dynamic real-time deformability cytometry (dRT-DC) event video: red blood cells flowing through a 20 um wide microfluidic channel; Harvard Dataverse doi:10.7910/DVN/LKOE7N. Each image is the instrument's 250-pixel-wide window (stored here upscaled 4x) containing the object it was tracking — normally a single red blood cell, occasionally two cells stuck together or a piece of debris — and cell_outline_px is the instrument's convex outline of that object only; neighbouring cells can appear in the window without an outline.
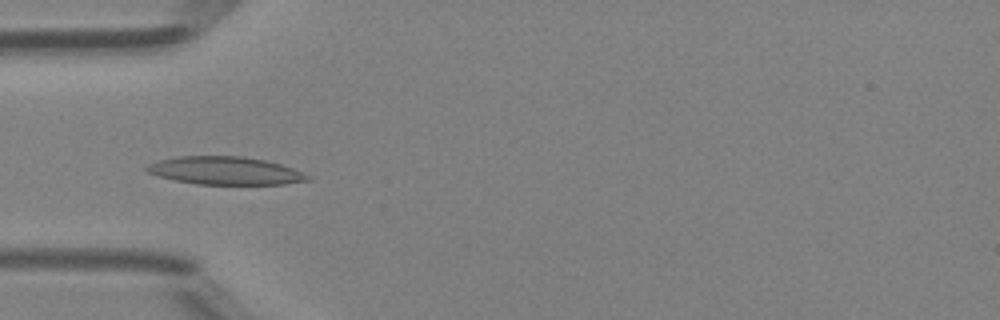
{"species": "Egyptian fruit bat (a non-hibernating species)", "species_latin": "Rousettus aegyptiacus", "temperature_condition": "room temperature", "stored_images_in_passage": 43, "camera_frame_rate_fps": 3000, "um_per_image_px": 0.085, "animal": {"sex": "female"}, "frame": {"image": 1, "passage_image": 10, "time_ms": 3.0, "image_size_px": [1000, 320], "cell_outline_px": [[312, 180], [284, 184], [196, 184], [176, 180], [160, 176], [148, 172], [144, 168], [148, 164], [160, 160], [180, 156], [244, 156], [264, 160], [280, 164], [292, 168], [312, 176]], "centroid_in_image_um": [19.18, 14.51], "position_along_channel_um": 65.8, "area_um2": 26.07}}
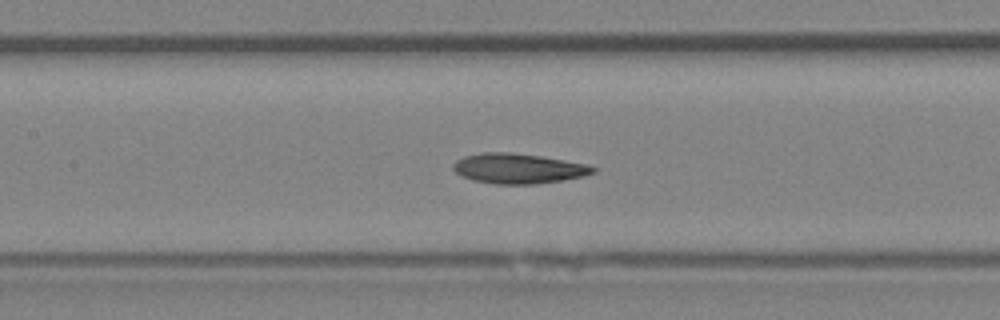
{"frame": {"image": 2, "passage_image": 17, "time_ms": 5.333, "image_size_px": [1000, 320], "cell_outline_px": [[596, 172], [584, 176], [564, 180], [536, 184], [496, 184], [472, 180], [460, 176], [452, 168], [452, 164], [456, 160], [464, 156], [484, 152], [508, 152], [540, 156], [588, 164], [596, 168]], "centroid_in_image_um": [44.05, 14.33], "position_along_channel_um": 163.4, "area_um2": 24.62}}
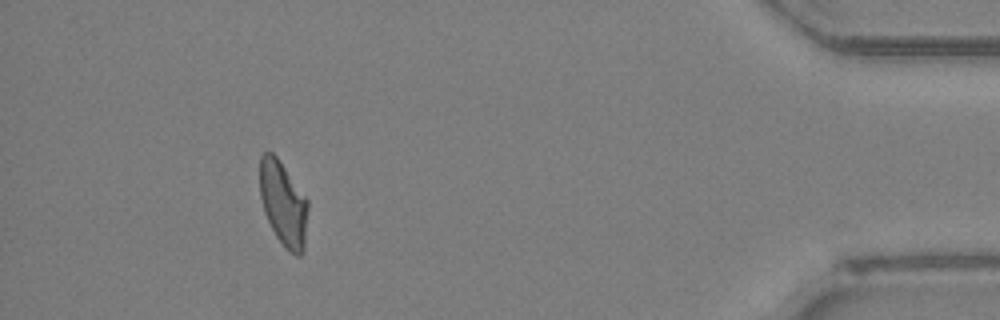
{"frame": {"image": 3, "passage_image": 39, "time_ms": 12.667, "image_size_px": [1000, 320], "cell_outline_px": [[308, 208], [304, 252], [300, 256], [296, 256], [288, 252], [284, 248], [276, 236], [264, 212], [260, 196], [260, 156], [264, 152], [272, 152], [276, 156], [308, 200]], "centroid_in_image_um": [24.09, 17.36], "position_along_channel_um": 411.1, "area_um2": 23.76}, "authors_computed_cell_mechanics": {"area_um2": 24.2182, "velocity_mm_per_s": 4.216, "shape_relaxation_time_tau1_ms": 8.1119, "shape_relaxation_time_tau2_ms": 4.0248, "deformation_change_tau1": 0.1947, "deformation_change_tau2": 0.1175}}